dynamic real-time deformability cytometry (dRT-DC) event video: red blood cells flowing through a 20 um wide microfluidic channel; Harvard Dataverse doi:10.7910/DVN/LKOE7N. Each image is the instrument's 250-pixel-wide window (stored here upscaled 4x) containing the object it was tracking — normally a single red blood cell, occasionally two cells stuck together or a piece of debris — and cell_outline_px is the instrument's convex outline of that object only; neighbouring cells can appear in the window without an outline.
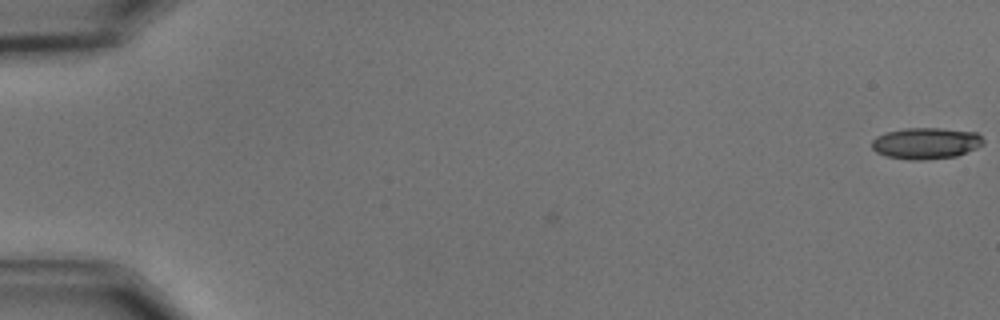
{"species": "common noctule bat (a hibernating species)", "species_latin": "Nyctalus noctula", "temperature_condition": "cold", "stored_images_in_passage": 8, "camera_frame_rate_fps": 3000, "um_per_image_px": 0.085, "animal": {"sex": "male", "body_mass_g": 15.6}, "frame": {"image": 1, "passage_image": 1, "time_ms": 0.0, "image_size_px": [1000, 320], "cell_outline_px": [[984, 144], [976, 148], [956, 156], [924, 160], [908, 160], [888, 156], [876, 152], [872, 148], [872, 140], [876, 136], [884, 132], [904, 128], [940, 128], [976, 132], [984, 140]], "centroid_in_image_um": [78.69, 12.17], "position_along_channel_um": 6.3, "area_um2": 20.46}}